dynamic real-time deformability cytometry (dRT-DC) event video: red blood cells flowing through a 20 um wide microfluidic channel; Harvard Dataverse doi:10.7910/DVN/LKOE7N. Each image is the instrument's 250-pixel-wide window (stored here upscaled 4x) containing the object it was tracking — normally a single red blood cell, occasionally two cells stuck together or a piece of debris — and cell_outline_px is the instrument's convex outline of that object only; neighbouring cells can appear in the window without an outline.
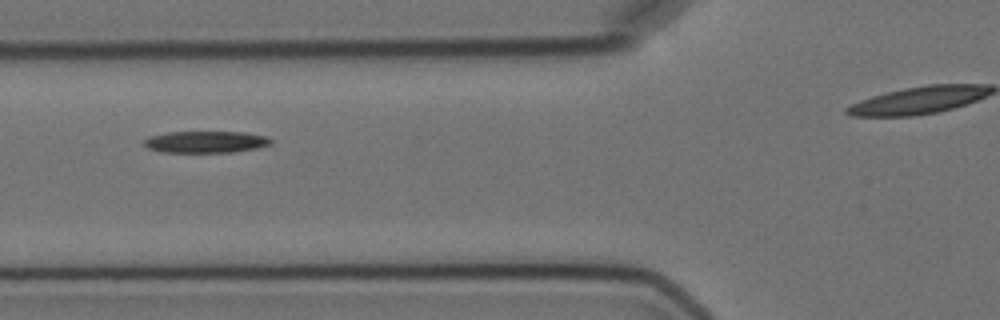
{"species": "Egyptian fruit bat (a non-hibernating species)", "species_latin": "Rousettus aegyptiacus", "temperature_condition": "cold", "stored_images_in_passage": 11, "segment_of_instrument_passage": [1, 2], "camera_frame_rate_fps": 3000, "um_per_image_px": 0.085, "animal": {"sex": "female"}, "frame": {"image": 1, "passage_image": 5, "time_ms": 4.667, "image_size_px": [1000, 320], "cell_outline_px": [[272, 144], [256, 148], [232, 152], [160, 152], [148, 148], [144, 144], [144, 140], [148, 136], [168, 132], [244, 132], [268, 136], [272, 140]], "centroid_in_image_um": [17.49, 12.06], "position_along_channel_um": 108.3, "area_um2": 16.13}}
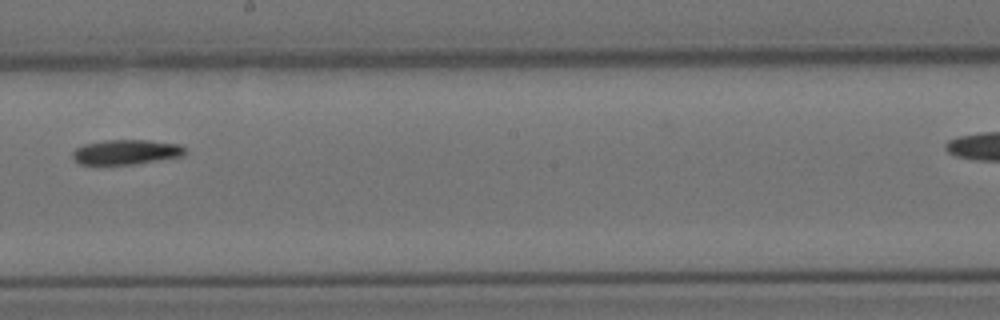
{"frame": {"image": 2, "passage_image": 8, "time_ms": 8.333, "image_size_px": [1000, 320], "cell_outline_px": [[184, 156], [136, 164], [80, 164], [72, 156], [72, 152], [76, 148], [84, 144], [104, 140], [148, 140], [180, 144], [184, 148]], "centroid_in_image_um": [10.73, 12.92], "position_along_channel_um": 237.5, "area_um2": 16.24}}
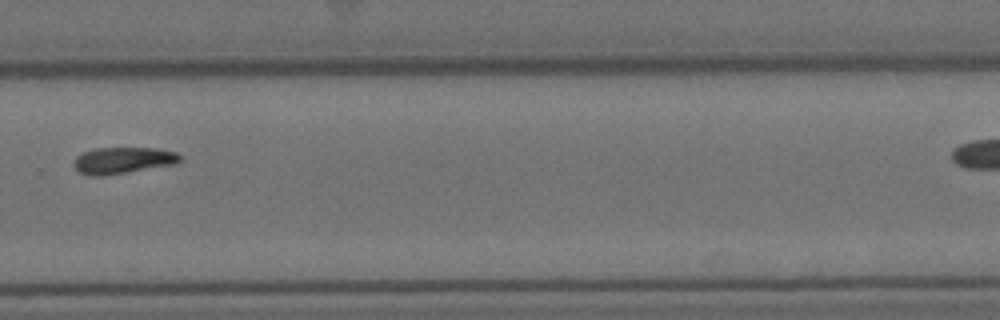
{"frame": {"image": 3, "passage_image": 10, "time_ms": 10.667, "image_size_px": [1000, 320], "cell_outline_px": [[184, 160], [176, 164], [104, 176], [88, 176], [80, 172], [72, 164], [76, 156], [84, 152], [96, 148], [156, 148], [176, 152], [184, 156]], "centroid_in_image_um": [10.5, 13.63], "position_along_channel_um": 319.3, "area_um2": 16.65}}